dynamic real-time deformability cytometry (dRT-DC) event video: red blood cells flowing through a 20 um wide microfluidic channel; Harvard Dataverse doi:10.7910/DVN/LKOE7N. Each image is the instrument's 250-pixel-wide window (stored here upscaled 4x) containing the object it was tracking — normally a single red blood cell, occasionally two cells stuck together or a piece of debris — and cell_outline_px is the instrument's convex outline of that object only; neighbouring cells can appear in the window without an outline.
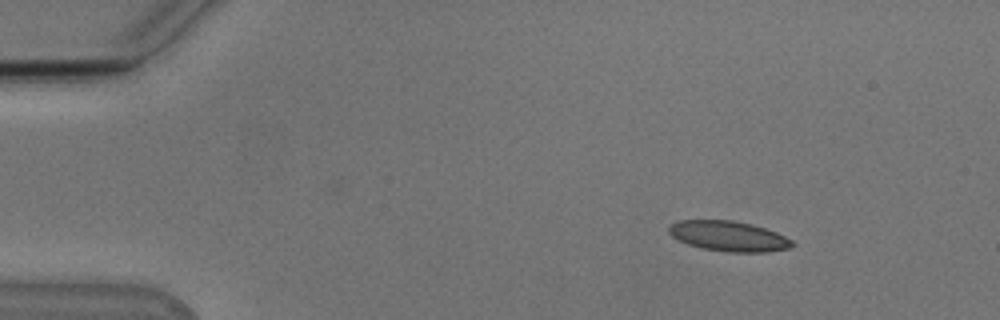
{"species": "Egyptian fruit bat (a non-hibernating species)", "species_latin": "Rousettus aegyptiacus", "temperature_condition": "cold", "stored_images_in_passage": 48, "camera_frame_rate_fps": 3000, "um_per_image_px": 0.085, "animal": {"sex": "male"}, "frame": {"image": 1, "passage_image": 1, "time_ms": 0.0, "image_size_px": [1000, 320], "cell_outline_px": [[796, 244], [792, 248], [768, 252], [728, 252], [700, 248], [688, 244], [672, 236], [668, 232], [668, 224], [676, 220], [732, 220], [752, 224], [776, 232], [792, 240]], "centroid_in_image_um": [61.93, 20.07], "position_along_channel_um": 23.1, "area_um2": 21.96}}
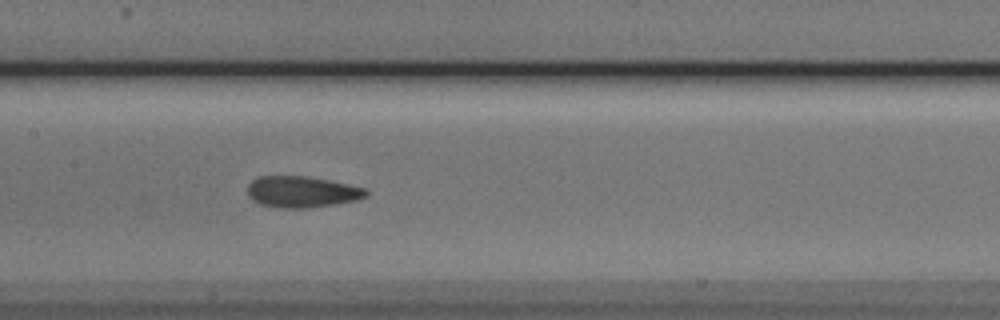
{"frame": {"image": 2, "passage_image": 20, "time_ms": 6.333, "image_size_px": [1000, 320], "cell_outline_px": [[368, 196], [356, 200], [336, 204], [308, 208], [276, 208], [260, 204], [252, 200], [248, 196], [248, 184], [252, 180], [260, 176], [308, 176], [348, 184], [364, 188], [368, 192]], "centroid_in_image_um": [25.64, 16.31], "position_along_channel_um": 181.8, "area_um2": 21.73}}
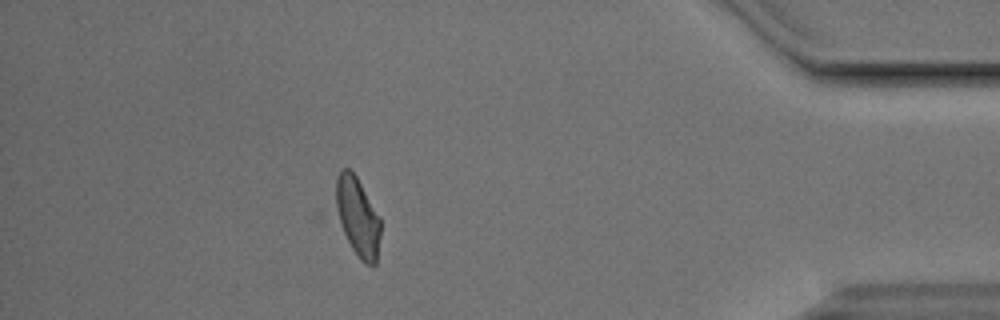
{"frame": {"image": 3, "passage_image": 41, "time_ms": 13.333, "image_size_px": [1000, 320], "cell_outline_px": [[380, 236], [376, 264], [364, 264], [360, 260], [352, 248], [344, 232], [336, 208], [336, 176], [344, 168], [348, 168], [356, 176], [380, 220]], "centroid_in_image_um": [30.4, 18.45], "position_along_channel_um": 404.8, "area_um2": 19.88}, "authors_computed_cell_mechanics": {"area_um2": 21.7906, "velocity_mm_per_s": 3.8297, "shape_relaxation_time_tau1_ms": 6.162, "shape_relaxation_time_tau2_ms": 1.8495, "deformation_change_tau1": 0.1482, "deformation_change_tau2": 0.0759}}